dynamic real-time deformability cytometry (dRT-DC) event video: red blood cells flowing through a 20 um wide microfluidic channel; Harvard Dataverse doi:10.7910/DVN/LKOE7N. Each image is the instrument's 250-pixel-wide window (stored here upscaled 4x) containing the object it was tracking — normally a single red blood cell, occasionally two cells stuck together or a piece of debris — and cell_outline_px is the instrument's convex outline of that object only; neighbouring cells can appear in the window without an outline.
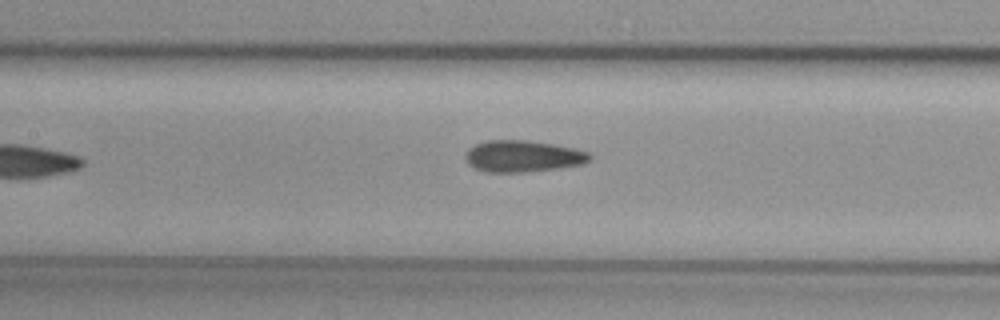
{"species": "common noctule bat (a hibernating species)", "species_latin": "Nyctalus noctula", "temperature_condition": "cold", "stored_images_in_passage": 9, "camera_frame_rate_fps": 3000, "um_per_image_px": 0.085, "animal": {"sex": "female", "body_mass_g": 29.2, "forearm_length_mm": 56.3}, "frame": {"image": 1, "passage_image": 7, "time_ms": 8.667, "image_size_px": [1000, 320], "cell_outline_px": [[592, 160], [584, 164], [556, 168], [524, 172], [484, 172], [472, 168], [464, 160], [464, 156], [468, 148], [476, 144], [488, 140], [528, 140], [556, 144], [576, 148], [588, 152], [592, 156]], "centroid_in_image_um": [44.43, 13.27], "position_along_channel_um": 163.0, "area_um2": 23.29}}
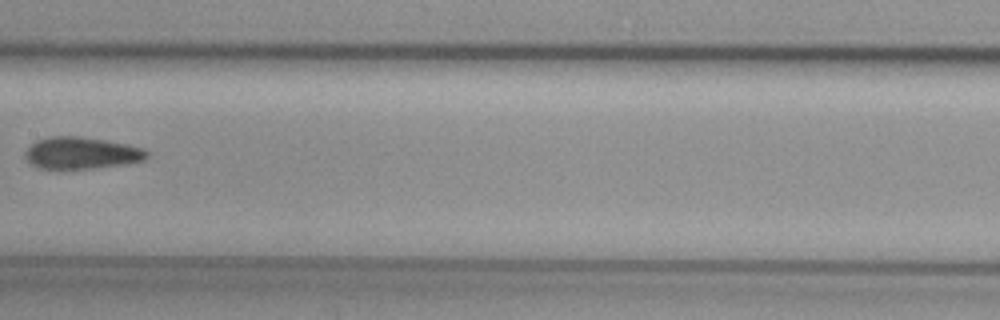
{"frame": {"image": 2, "passage_image": 8, "time_ms": 9.667, "image_size_px": [1000, 320], "cell_outline_px": [[148, 156], [144, 160], [128, 164], [92, 168], [40, 168], [32, 164], [24, 156], [24, 152], [36, 140], [48, 136], [80, 136], [108, 140], [128, 144], [144, 148], [148, 152]], "centroid_in_image_um": [6.96, 12.99], "position_along_channel_um": 200.4, "area_um2": 22.72}}